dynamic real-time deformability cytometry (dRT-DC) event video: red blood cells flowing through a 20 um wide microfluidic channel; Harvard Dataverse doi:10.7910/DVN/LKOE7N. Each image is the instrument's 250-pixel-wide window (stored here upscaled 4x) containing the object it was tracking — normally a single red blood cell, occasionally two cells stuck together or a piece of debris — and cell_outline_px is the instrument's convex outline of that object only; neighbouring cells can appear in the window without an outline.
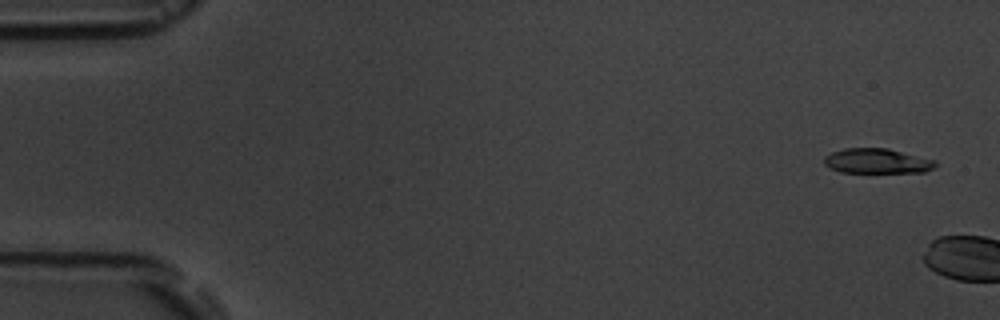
{"species": "common noctule bat (a hibernating species)", "species_latin": "Nyctalus noctula", "temperature_condition": "room temperature", "stored_images_in_passage": 2, "camera_frame_rate_fps": 3000, "um_per_image_px": 0.085, "animal": {"sex": "male", "body_mass_g": 19.5, "forearm_length_mm": 54.6}, "frame": {"image": 1, "passage_image": 1, "time_ms": 0.0, "image_size_px": [1000, 320], "cell_outline_px": [[936, 168], [924, 172], [840, 172], [828, 168], [824, 164], [824, 156], [832, 152], [844, 148], [888, 148], [936, 160]], "centroid_in_image_um": [74.55, 13.69], "position_along_channel_um": 10.5, "area_um2": 16.3}}